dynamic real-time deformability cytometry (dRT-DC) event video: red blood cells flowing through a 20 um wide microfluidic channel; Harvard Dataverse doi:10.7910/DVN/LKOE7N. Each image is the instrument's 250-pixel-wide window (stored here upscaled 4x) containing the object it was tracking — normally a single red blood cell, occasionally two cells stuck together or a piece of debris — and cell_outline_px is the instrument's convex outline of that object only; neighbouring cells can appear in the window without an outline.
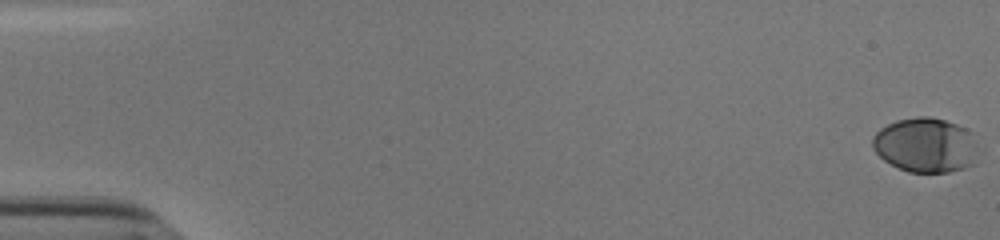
{"species": "human", "species_latin": "Homo sapiens", "temperature_condition": "cold", "stored_images_in_passage": 55, "camera_frame_rate_fps": 3000, "um_per_image_px": 0.085, "donor": {"sex": "male"}, "frame": {"image": 1, "passage_image": 1, "time_ms": 0.0, "image_size_px": [1000, 240], "cell_outline_px": [[984, 152], [976, 164], [964, 168], [948, 172], [908, 172], [884, 160], [876, 152], [872, 144], [872, 136], [880, 128], [896, 120], [916, 116], [928, 116], [944, 120], [968, 128], [976, 132], [984, 148]], "centroid_in_image_um": [78.85, 12.33], "position_along_channel_um": 6.1, "area_um2": 35.14}}
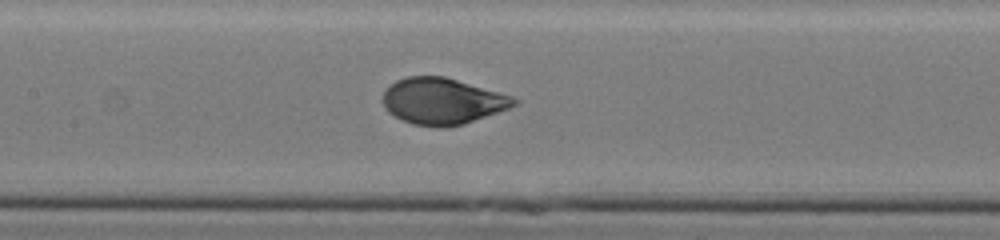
{"frame": {"image": 2, "passage_image": 28, "time_ms": 9.0, "image_size_px": [1000, 240], "cell_outline_px": [[520, 104], [464, 124], [444, 128], [440, 128], [412, 124], [388, 112], [384, 104], [384, 92], [396, 80], [408, 76], [444, 76], [512, 96], [520, 100]], "centroid_in_image_um": [37.64, 8.61], "position_along_channel_um": 169.8, "area_um2": 35.2}}
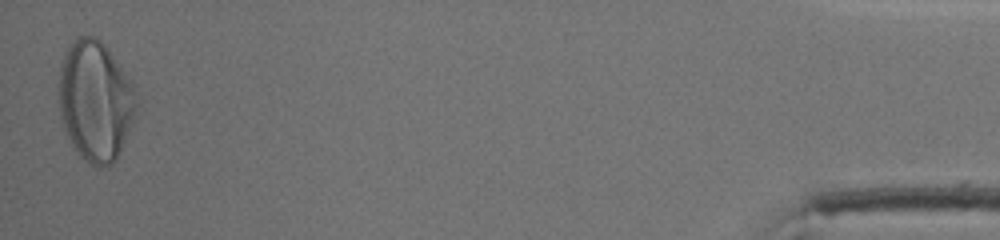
{"frame": {"image": 3, "passage_image": 55, "time_ms": 18.0, "image_size_px": [1000, 240], "cell_outline_px": [[136, 104], [132, 124], [120, 152], [112, 164], [100, 168], [96, 168], [88, 164], [80, 156], [64, 132], [56, 100], [56, 92], [60, 64], [64, 52], [72, 40], [76, 36], [96, 36], [104, 44], [132, 80]], "centroid_in_image_um": [8.04, 8.57], "position_along_channel_um": 427.2, "area_um2": 55.43}, "authors_computed_cell_mechanics": {"area_um2": 35.3158, "velocity_mm_per_s": 3.8013, "shape_relaxation_time_tau1_ms": 4.0735, "shape_relaxation_time_tau2_ms": null, "deformation_change_tau1": 0.1827, "deformation_change_tau2": null}}